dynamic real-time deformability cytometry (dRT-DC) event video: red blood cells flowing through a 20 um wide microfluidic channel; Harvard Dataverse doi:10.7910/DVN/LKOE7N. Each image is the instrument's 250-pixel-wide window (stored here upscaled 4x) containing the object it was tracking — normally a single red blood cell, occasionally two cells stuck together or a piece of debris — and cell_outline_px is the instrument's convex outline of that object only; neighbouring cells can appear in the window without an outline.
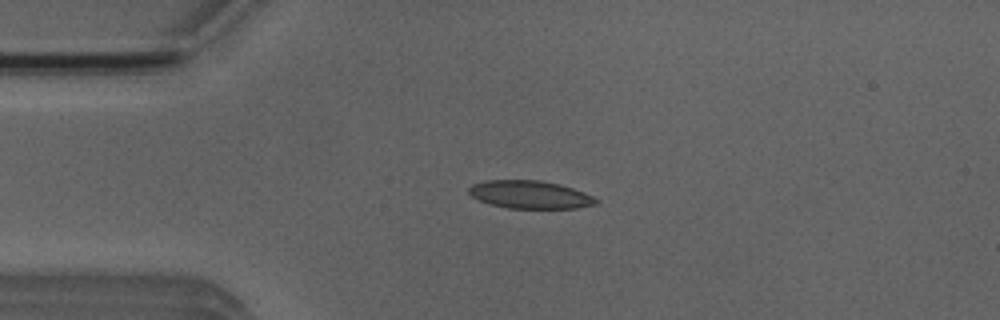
{"species": "Egyptian fruit bat (a non-hibernating species)", "species_latin": "Rousettus aegyptiacus", "temperature_condition": "room temperature", "stored_images_in_passage": 4, "camera_frame_rate_fps": 3000, "um_per_image_px": 0.085, "animal": {"sex": "male"}, "frame": {"image": 1, "passage_image": 3, "time_ms": 2.333, "image_size_px": [1000, 320], "cell_outline_px": [[600, 200], [596, 204], [576, 208], [508, 208], [488, 204], [472, 196], [468, 192], [468, 188], [472, 184], [488, 180], [540, 180], [560, 184], [584, 192]], "centroid_in_image_um": [45.04, 16.54], "position_along_channel_um": 40.0, "area_um2": 20.69}}